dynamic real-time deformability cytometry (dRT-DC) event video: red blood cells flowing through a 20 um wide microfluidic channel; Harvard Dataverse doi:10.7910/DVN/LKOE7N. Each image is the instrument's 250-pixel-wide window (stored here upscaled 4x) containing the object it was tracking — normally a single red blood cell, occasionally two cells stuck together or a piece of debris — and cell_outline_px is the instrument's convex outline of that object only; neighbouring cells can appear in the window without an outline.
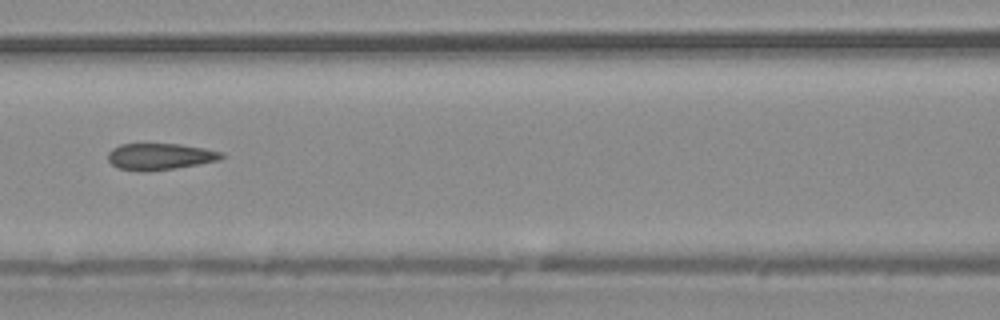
{"species": "common noctule bat (a hibernating species)", "species_latin": "Nyctalus noctula", "temperature_condition": "warm", "stored_images_in_passage": 7, "camera_frame_rate_fps": 3000, "um_per_image_px": 0.085, "animal": {"sex": "male", "body_mass_g": 20.4}, "frame": {"image": 1, "passage_image": 7, "time_ms": 2.0, "image_size_px": [1000, 320], "cell_outline_px": [[224, 156], [216, 160], [176, 168], [144, 172], [140, 172], [116, 168], [108, 160], [108, 152], [112, 148], [120, 144], [180, 144], [204, 148], [224, 152]], "centroid_in_image_um": [13.54, 13.31], "position_along_channel_um": 153.1, "area_um2": 17.57}}